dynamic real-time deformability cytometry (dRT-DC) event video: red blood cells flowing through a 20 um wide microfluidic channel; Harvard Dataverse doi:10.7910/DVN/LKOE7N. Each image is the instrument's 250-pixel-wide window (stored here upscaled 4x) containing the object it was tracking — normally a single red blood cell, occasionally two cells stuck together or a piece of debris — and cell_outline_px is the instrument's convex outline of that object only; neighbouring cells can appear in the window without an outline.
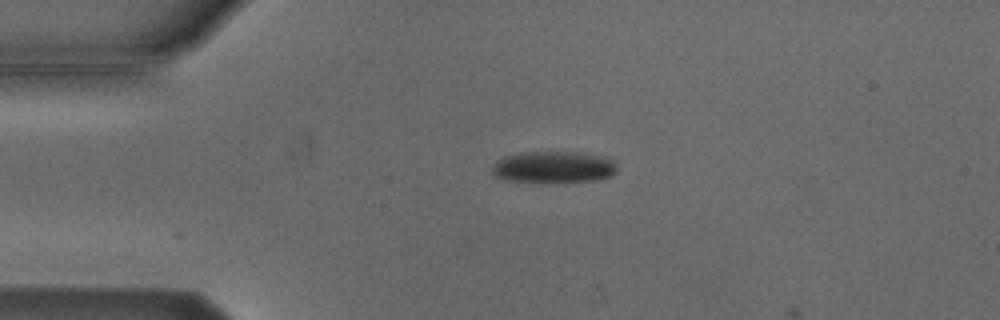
{"species": "Egyptian fruit bat (a non-hibernating species)", "species_latin": "Rousettus aegyptiacus", "temperature_condition": "cold", "stored_images_in_passage": 4, "camera_frame_rate_fps": 3000, "um_per_image_px": 0.085, "animal": {"sex": "male"}, "frame": {"image": 1, "passage_image": 3, "time_ms": 2.333, "image_size_px": [1000, 320], "cell_outline_px": [[616, 172], [612, 176], [596, 180], [508, 180], [496, 176], [492, 172], [492, 164], [504, 156], [524, 152], [576, 152], [608, 156], [616, 160]], "centroid_in_image_um": [47.12, 14.15], "position_along_channel_um": 37.9, "area_um2": 22.54}}